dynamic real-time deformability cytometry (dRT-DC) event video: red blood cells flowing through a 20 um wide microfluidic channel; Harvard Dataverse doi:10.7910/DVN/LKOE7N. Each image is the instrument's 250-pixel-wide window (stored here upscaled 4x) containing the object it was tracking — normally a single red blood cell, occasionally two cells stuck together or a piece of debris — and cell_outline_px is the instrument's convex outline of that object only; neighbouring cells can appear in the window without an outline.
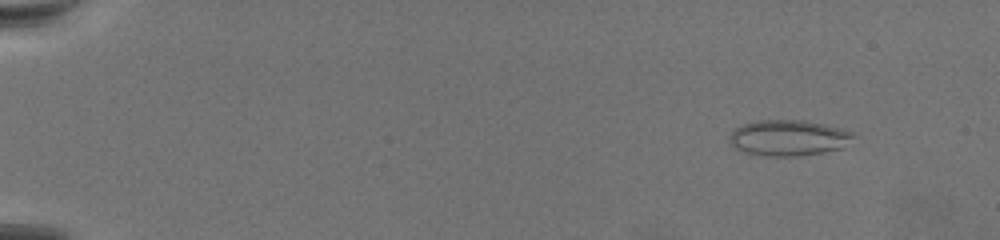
{"species": "common noctule bat (a hibernating species)", "species_latin": "Nyctalus noctula", "temperature_condition": "warm", "stored_images_in_passage": 66, "camera_frame_rate_fps": 3000, "um_per_image_px": 0.085, "animal": {"sex": "female", "body_mass_g": 19.5, "forearm_length_mm": 54.1}, "frame": {"image": 1, "passage_image": 5, "time_ms": 1.333, "image_size_px": [1000, 240], "cell_outline_px": [[856, 132], [840, 148], [824, 152], [800, 156], [764, 156], [744, 152], [736, 148], [728, 140], [728, 136], [736, 128], [744, 124], [760, 120], [804, 120], [840, 128]], "centroid_in_image_um": [66.98, 11.72], "position_along_channel_um": 18.0, "area_um2": 25.61}}
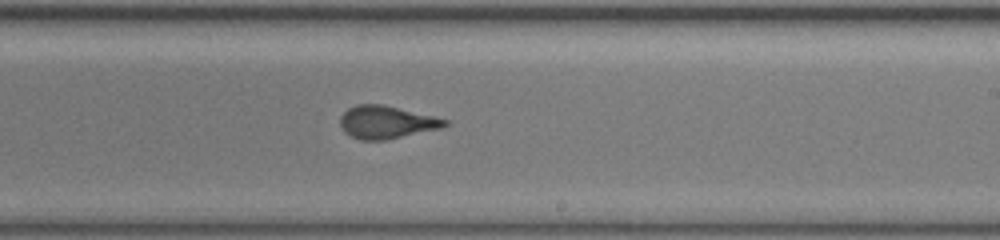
{"frame": {"image": 2, "passage_image": 42, "time_ms": 13.667, "image_size_px": [1000, 240], "cell_outline_px": [[448, 124], [440, 128], [384, 140], [360, 140], [344, 132], [340, 124], [340, 116], [348, 108], [356, 104], [384, 104], [448, 120]], "centroid_in_image_um": [32.8, 10.37], "position_along_channel_um": 256.2, "area_um2": 19.77}}
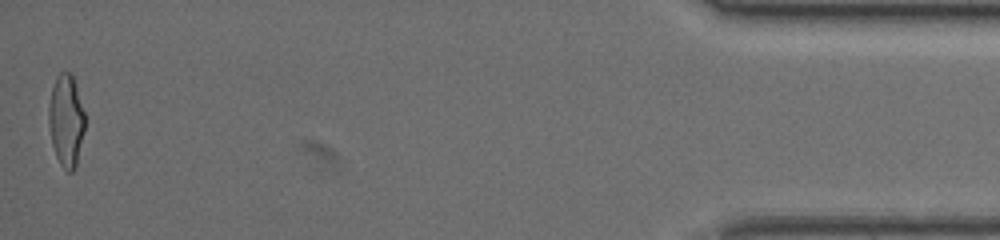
{"frame": {"image": 3, "passage_image": 66, "time_ms": 21.667, "image_size_px": [1000, 240], "cell_outline_px": [[84, 132], [76, 168], [72, 172], [68, 172], [60, 164], [56, 156], [52, 144], [48, 124], [48, 108], [52, 88], [56, 76], [60, 72], [72, 72], [84, 112]], "centroid_in_image_um": [5.62, 10.25], "position_along_channel_um": 429.6, "area_um2": 19.54}}